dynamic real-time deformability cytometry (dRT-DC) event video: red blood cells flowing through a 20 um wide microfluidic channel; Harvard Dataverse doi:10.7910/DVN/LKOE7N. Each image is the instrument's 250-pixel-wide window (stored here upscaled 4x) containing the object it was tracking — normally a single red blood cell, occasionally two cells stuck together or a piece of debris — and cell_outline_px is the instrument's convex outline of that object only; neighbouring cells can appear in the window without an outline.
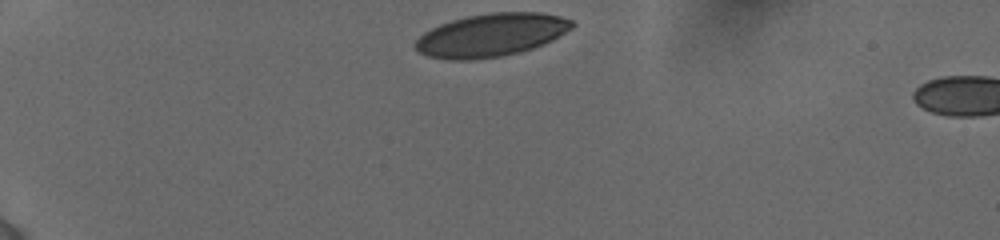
{"species": "human", "species_latin": "Homo sapiens", "temperature_condition": "cold", "stored_images_in_passage": 3, "camera_frame_rate_fps": 3000, "um_per_image_px": 0.085, "donor": {"sex": "female"}, "frame": {"image": 1, "passage_image": 1, "time_ms": 0.0, "image_size_px": [1000, 240], "cell_outline_px": [[576, 24], [572, 28], [552, 40], [544, 44], [520, 52], [500, 56], [472, 60], [448, 60], [428, 56], [420, 52], [412, 44], [424, 32], [440, 24], [452, 20], [468, 16], [492, 12], [540, 12], [560, 16], [572, 20]], "centroid_in_image_um": [41.75, 2.98], "position_along_channel_um": 43.2, "area_um2": 39.3}}